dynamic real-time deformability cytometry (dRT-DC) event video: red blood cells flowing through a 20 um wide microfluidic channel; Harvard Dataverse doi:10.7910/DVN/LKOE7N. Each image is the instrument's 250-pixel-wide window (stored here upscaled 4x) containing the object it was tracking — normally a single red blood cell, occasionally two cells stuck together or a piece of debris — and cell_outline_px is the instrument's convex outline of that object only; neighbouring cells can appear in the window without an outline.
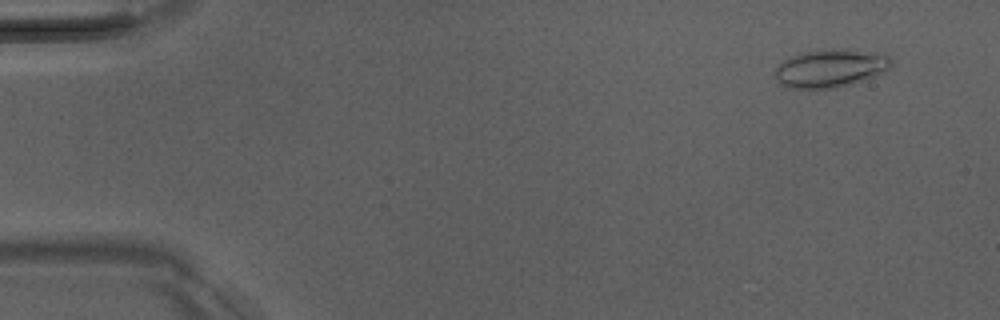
{"species": "Egyptian fruit bat (a non-hibernating species)", "species_latin": "Rousettus aegyptiacus", "temperature_condition": "room temperature", "stored_images_in_passage": 23, "camera_frame_rate_fps": 3000, "um_per_image_px": 0.085, "animal": {"sex": "male"}, "frame": {"image": 1, "passage_image": 4, "time_ms": 1.0, "image_size_px": [1000, 320], "cell_outline_px": [[892, 64], [884, 72], [876, 76], [852, 84], [836, 88], [788, 88], [780, 84], [776, 80], [776, 68], [784, 60], [792, 56], [808, 52], [884, 52], [892, 60]], "centroid_in_image_um": [70.61, 5.87], "position_along_channel_um": 14.4, "area_um2": 24.8}}